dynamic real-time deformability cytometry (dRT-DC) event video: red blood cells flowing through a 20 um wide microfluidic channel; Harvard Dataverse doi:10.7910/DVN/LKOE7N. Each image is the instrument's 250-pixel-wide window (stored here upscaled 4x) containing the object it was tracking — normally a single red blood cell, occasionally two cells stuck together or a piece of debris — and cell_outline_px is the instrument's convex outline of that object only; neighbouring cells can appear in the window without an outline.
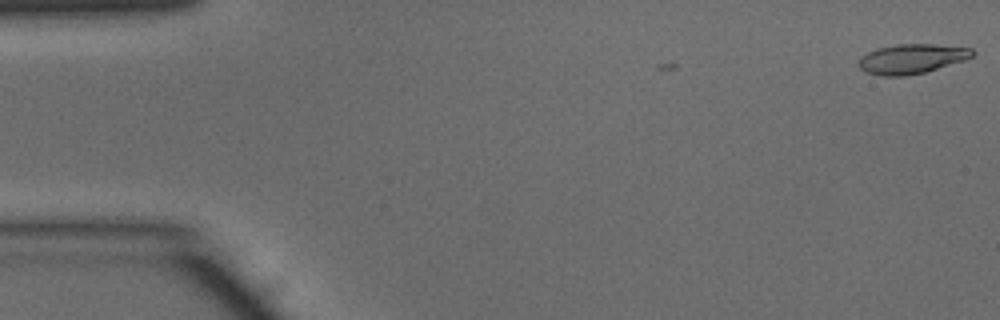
{"species": "common noctule bat (a hibernating species)", "species_latin": "Nyctalus noctula", "temperature_condition": "warm", "stored_images_in_passage": 2, "camera_frame_rate_fps": 3000, "um_per_image_px": 0.085, "animal": {"sex": "male", "body_mass_g": 15.6}, "frame": {"image": 1, "passage_image": 2, "time_ms": 0.333, "image_size_px": [1000, 320], "cell_outline_px": [[976, 52], [972, 56], [964, 60], [924, 72], [904, 76], [884, 76], [864, 72], [856, 64], [860, 56], [876, 48], [896, 44], [932, 44], [972, 48]], "centroid_in_image_um": [77.44, 4.99], "position_along_channel_um": 7.6, "area_um2": 19.71}}